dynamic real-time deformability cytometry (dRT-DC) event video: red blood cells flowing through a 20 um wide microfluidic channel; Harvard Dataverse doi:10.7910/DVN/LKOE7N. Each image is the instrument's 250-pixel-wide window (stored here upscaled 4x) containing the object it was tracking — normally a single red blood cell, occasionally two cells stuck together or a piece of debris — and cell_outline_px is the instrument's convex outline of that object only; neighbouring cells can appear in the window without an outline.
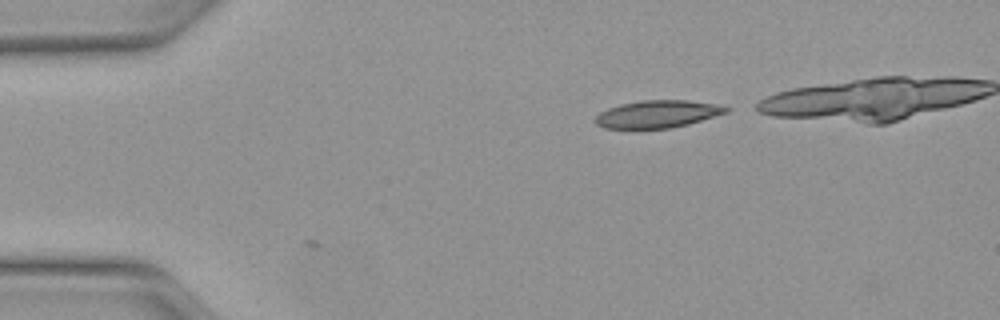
{"species": "Egyptian fruit bat (a non-hibernating species)", "species_latin": "Rousettus aegyptiacus", "temperature_condition": "warm", "stored_images_in_passage": 4, "camera_frame_rate_fps": 3000, "um_per_image_px": 0.085, "animal": {"sex": "female"}, "frame": {"image": 1, "passage_image": 4, "time_ms": 1.0, "image_size_px": [1000, 320], "cell_outline_px": [[732, 108], [728, 112], [688, 124], [672, 128], [640, 132], [604, 128], [596, 124], [596, 116], [600, 112], [608, 108], [620, 104], [644, 100], [688, 100], [716, 104]], "centroid_in_image_um": [55.84, 9.75], "position_along_channel_um": 29.2, "area_um2": 21.79}}